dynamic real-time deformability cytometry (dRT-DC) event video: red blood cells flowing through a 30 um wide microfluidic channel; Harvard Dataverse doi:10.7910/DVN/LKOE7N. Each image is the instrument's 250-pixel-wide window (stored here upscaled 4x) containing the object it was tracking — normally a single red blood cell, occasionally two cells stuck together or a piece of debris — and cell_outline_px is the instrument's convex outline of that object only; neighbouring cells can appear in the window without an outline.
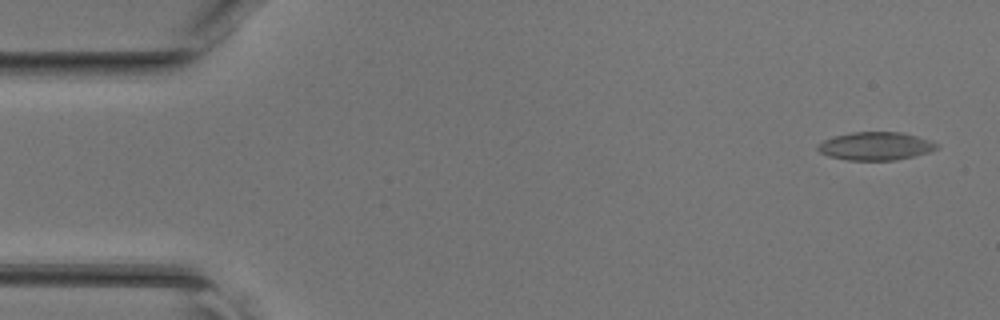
{"species": "common noctule bat (a hibernating species)", "species_latin": "Nyctalus noctula", "temperature_condition": "room temperature", "stored_images_in_passage": 46, "camera_frame_rate_fps": 3000, "um_per_image_px": 0.085, "animal": {"sex": "female", "body_mass_g": 17.0, "forearm_length_mm": 48.0}, "frame": {"image": 1, "passage_image": 2, "time_ms": 0.333, "image_size_px": [1000, 320], "cell_outline_px": [[940, 148], [928, 152], [896, 160], [848, 160], [828, 156], [820, 152], [816, 148], [816, 144], [824, 140], [836, 136], [852, 132], [900, 132], [916, 136], [940, 144]], "centroid_in_image_um": [74.42, 12.42], "position_along_channel_um": 10.6, "area_um2": 19.42}}
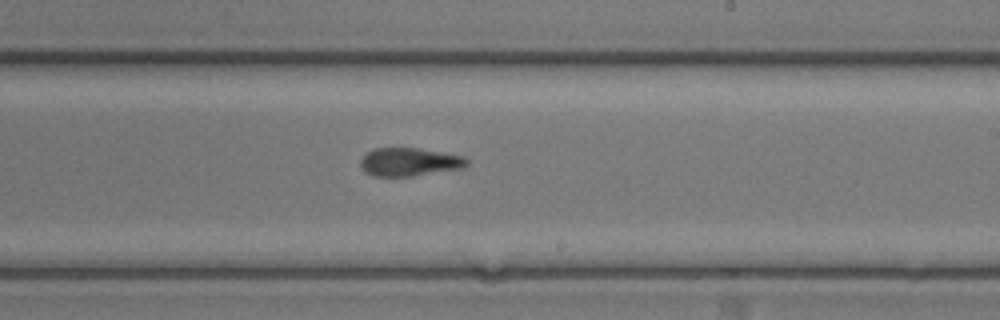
{"frame": {"image": 2, "passage_image": 27, "time_ms": 8.667, "image_size_px": [1000, 320], "cell_outline_px": [[468, 164], [464, 168], [412, 176], [372, 176], [364, 172], [360, 164], [360, 160], [372, 148], [416, 148], [464, 156], [468, 160]], "centroid_in_image_um": [34.79, 13.77], "position_along_channel_um": 254.2, "area_um2": 17.51}}
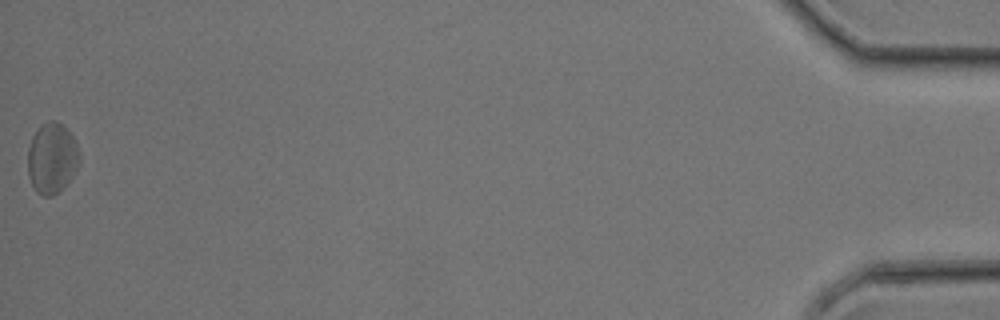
{"frame": {"image": 3, "passage_image": 46, "time_ms": 15.0, "image_size_px": [1000, 320], "cell_outline_px": [[80, 160], [72, 176], [52, 196], [44, 196], [36, 192], [28, 176], [28, 148], [32, 136], [40, 124], [52, 120], [56, 120], [68, 128], [80, 152]], "centroid_in_image_um": [4.4, 13.4], "position_along_channel_um": 430.8, "area_um2": 21.21}}